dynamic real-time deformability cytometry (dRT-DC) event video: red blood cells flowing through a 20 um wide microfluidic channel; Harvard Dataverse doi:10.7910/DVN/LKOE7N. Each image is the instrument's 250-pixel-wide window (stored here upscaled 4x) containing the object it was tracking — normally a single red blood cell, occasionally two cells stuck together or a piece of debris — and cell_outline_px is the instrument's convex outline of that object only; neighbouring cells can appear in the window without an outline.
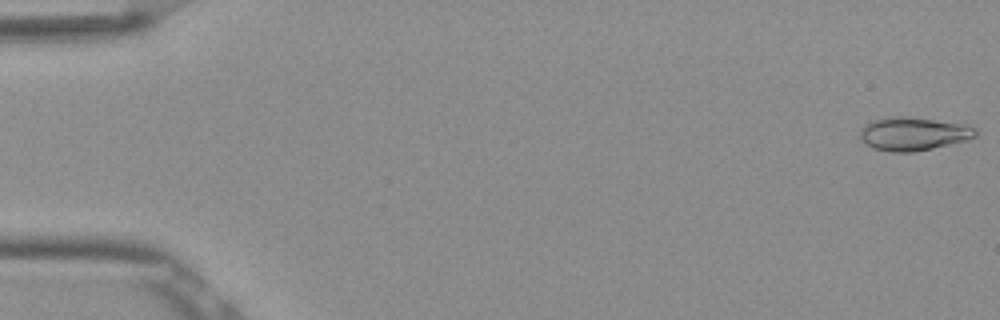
{"species": "Egyptian fruit bat (a non-hibernating species)", "species_latin": "Rousettus aegyptiacus", "temperature_condition": "room temperature", "stored_images_in_passage": 53, "camera_frame_rate_fps": 3000, "um_per_image_px": 0.085, "frame": {"image": 1, "passage_image": 1, "time_ms": 0.0, "image_size_px": [1000, 320], "cell_outline_px": [[976, 136], [968, 140], [932, 148], [912, 152], [892, 152], [872, 148], [864, 144], [860, 140], [860, 128], [864, 124], [872, 120], [892, 116], [900, 116], [964, 124], [976, 128]], "centroid_in_image_um": [77.58, 11.38], "position_along_channel_um": 7.4, "area_um2": 22.43}}
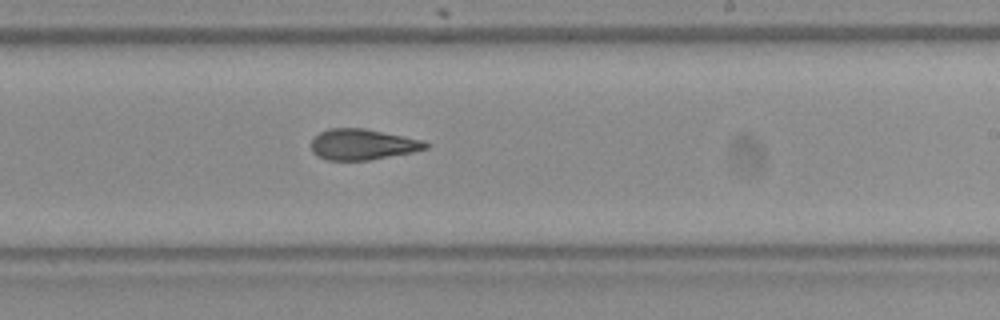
{"frame": {"image": 2, "passage_image": 32, "time_ms": 10.333, "image_size_px": [1000, 320], "cell_outline_px": [[432, 144], [428, 148], [412, 152], [368, 160], [328, 160], [316, 156], [312, 152], [312, 140], [320, 132], [328, 128], [364, 128], [424, 140]], "centroid_in_image_um": [30.84, 12.27], "position_along_channel_um": 258.2, "area_um2": 20.58}}
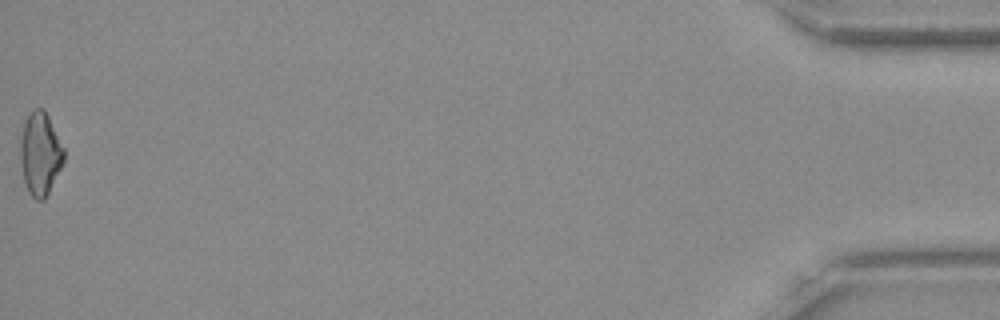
{"frame": {"image": 3, "passage_image": 53, "time_ms": 17.333, "image_size_px": [1000, 320], "cell_outline_px": [[64, 164], [44, 200], [36, 200], [28, 192], [24, 180], [20, 160], [20, 140], [24, 120], [28, 112], [32, 108], [44, 108], [64, 148]], "centroid_in_image_um": [3.41, 13.04], "position_along_channel_um": 431.8, "area_um2": 21.33}, "authors_computed_cell_mechanics": {"area_um2": 20.9814, "velocity_mm_per_s": 3.8811, "shape_relaxation_time_tau1_ms": null, "shape_relaxation_time_tau2_ms": 3.1965, "deformation_change_tau1": null, "deformation_change_tau2": 0.1076}}